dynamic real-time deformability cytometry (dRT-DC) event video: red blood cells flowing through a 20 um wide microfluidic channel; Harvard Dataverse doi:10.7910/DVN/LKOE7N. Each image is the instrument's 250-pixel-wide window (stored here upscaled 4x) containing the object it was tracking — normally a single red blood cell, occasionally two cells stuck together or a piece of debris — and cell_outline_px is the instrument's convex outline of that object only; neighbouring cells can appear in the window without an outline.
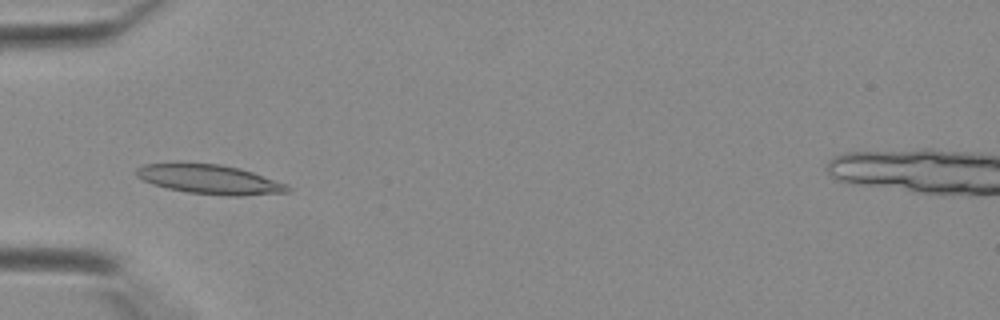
{"species": "Egyptian fruit bat (a non-hibernating species)", "species_latin": "Rousettus aegyptiacus", "temperature_condition": "warm", "stored_images_in_passage": 41, "camera_frame_rate_fps": 3000, "um_per_image_px": 0.085, "animal": {"sex": "female"}, "frame": {"image": 1, "passage_image": 14, "time_ms": 4.333, "image_size_px": [1000, 320], "cell_outline_px": [[292, 188], [288, 192], [244, 196], [224, 196], [188, 192], [168, 188], [152, 184], [136, 176], [136, 168], [144, 164], [180, 160], [220, 164], [240, 168], [288, 184]], "centroid_in_image_um": [17.78, 15.21], "position_along_channel_um": 67.2, "area_um2": 26.76}}
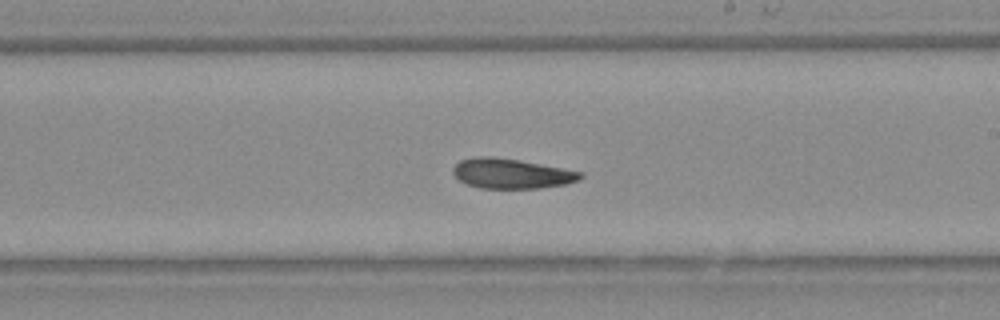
{"frame": {"image": 2, "passage_image": 25, "time_ms": 8.0, "image_size_px": [1000, 320], "cell_outline_px": [[584, 176], [580, 180], [564, 184], [540, 188], [480, 188], [468, 184], [460, 180], [452, 172], [452, 168], [460, 160], [476, 156], [492, 156], [520, 160], [584, 172]], "centroid_in_image_um": [43.49, 14.74], "position_along_channel_um": 245.5, "area_um2": 22.25}}
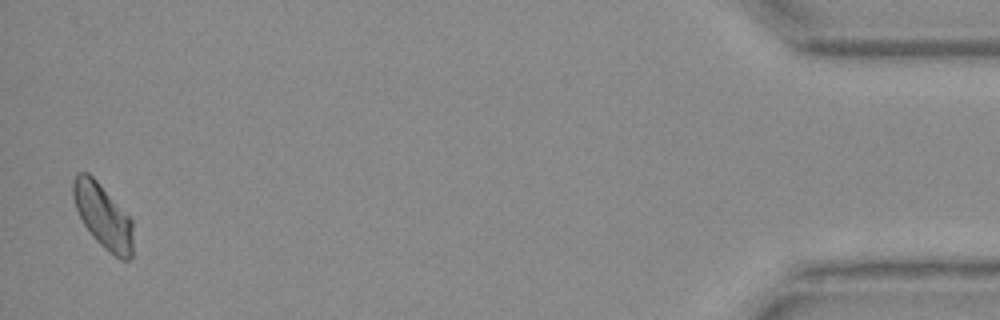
{"frame": {"image": 3, "passage_image": 41, "time_ms": 13.333, "image_size_px": [1000, 320], "cell_outline_px": [[132, 256], [128, 260], [120, 260], [104, 248], [92, 236], [84, 224], [76, 208], [72, 196], [72, 180], [76, 172], [88, 172], [96, 180], [132, 220]], "centroid_in_image_um": [8.73, 18.36], "position_along_channel_um": 426.5, "area_um2": 22.25}}